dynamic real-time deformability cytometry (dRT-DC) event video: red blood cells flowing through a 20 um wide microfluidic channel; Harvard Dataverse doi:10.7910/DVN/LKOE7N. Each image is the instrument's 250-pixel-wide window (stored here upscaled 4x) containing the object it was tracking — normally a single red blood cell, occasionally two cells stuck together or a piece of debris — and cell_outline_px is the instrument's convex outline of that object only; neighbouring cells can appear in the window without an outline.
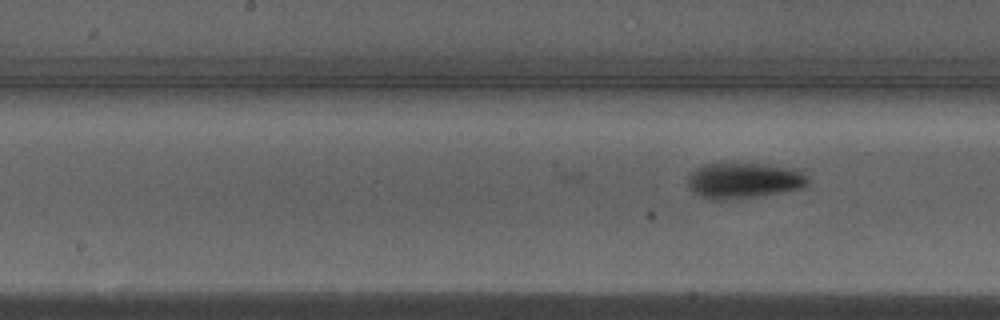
{"species": "Egyptian fruit bat (a non-hibernating species)", "species_latin": "Rousettus aegyptiacus", "temperature_condition": "warm", "stored_images_in_passage": 13, "camera_frame_rate_fps": 3000, "um_per_image_px": 0.085, "animal": {"sex": "male"}, "frame": {"image": 1, "passage_image": 13, "time_ms": 4.0, "image_size_px": [1000, 320], "cell_outline_px": [[808, 184], [804, 188], [756, 196], [724, 200], [712, 200], [700, 196], [688, 184], [688, 176], [696, 168], [704, 164], [768, 164], [796, 168], [808, 180]], "centroid_in_image_um": [63.24, 15.34], "position_along_channel_um": 185.0, "area_um2": 24.68}}